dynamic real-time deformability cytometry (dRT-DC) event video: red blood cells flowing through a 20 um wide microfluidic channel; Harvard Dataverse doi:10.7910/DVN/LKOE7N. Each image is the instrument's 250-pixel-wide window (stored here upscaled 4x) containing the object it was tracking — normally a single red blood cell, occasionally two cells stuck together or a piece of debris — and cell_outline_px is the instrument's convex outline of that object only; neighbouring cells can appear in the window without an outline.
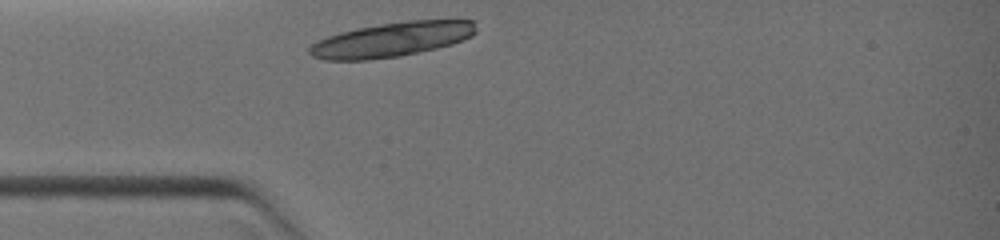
{"species": "common noctule bat (a hibernating species)", "species_latin": "Nyctalus noctula", "temperature_condition": "warm", "stored_images_in_passage": 1, "camera_frame_rate_fps": 3000, "um_per_image_px": 0.085, "animal": {"sex": "female", "body_mass_g": 19.0, "forearm_length_mm": 51.5}, "frame": {"image": 1, "passage_image": 1, "time_ms": 0.0, "image_size_px": [1000, 240], "cell_outline_px": [[476, 32], [472, 36], [452, 44], [436, 48], [400, 56], [368, 60], [324, 60], [312, 56], [308, 52], [308, 48], [316, 40], [340, 32], [360, 28], [408, 20], [476, 20]], "centroid_in_image_um": [33.3, 3.37], "position_along_channel_um": 51.7, "area_um2": 33.41}}